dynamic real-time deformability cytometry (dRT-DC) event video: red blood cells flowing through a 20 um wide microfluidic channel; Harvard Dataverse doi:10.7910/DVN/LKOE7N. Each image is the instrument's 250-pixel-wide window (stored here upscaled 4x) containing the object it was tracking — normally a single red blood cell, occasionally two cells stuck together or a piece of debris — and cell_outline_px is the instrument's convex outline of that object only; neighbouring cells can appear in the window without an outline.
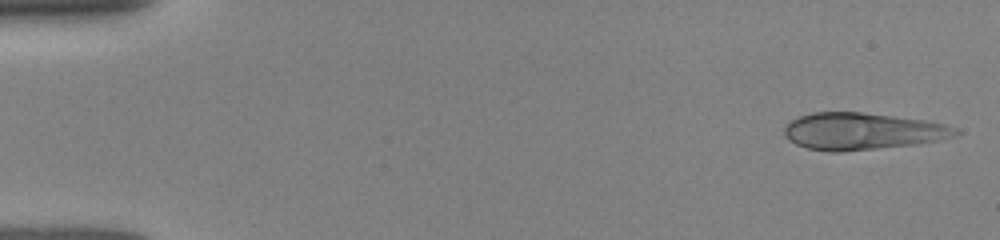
{"species": "human", "species_latin": "Homo sapiens", "temperature_condition": "room temperature", "stored_images_in_passage": 5, "camera_frame_rate_fps": 3000, "um_per_image_px": 0.085, "donor": {"sex": "female"}, "frame": {"image": 1, "passage_image": 1, "time_ms": 0.0, "image_size_px": [1000, 240], "cell_outline_px": [[960, 132], [956, 136], [916, 144], [840, 152], [828, 152], [808, 148], [796, 144], [788, 140], [784, 136], [784, 128], [792, 120], [800, 116], [812, 112], [860, 112], [924, 120], [944, 124], [956, 128]], "centroid_in_image_um": [73.26, 11.16], "position_along_channel_um": 11.7, "area_um2": 36.65}}
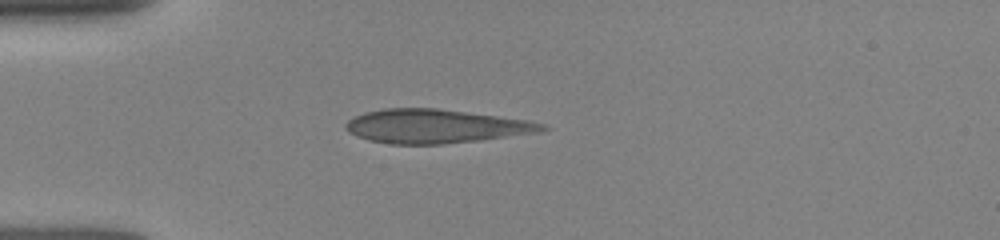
{"frame": {"image": 2, "passage_image": 4, "time_ms": 3.667, "image_size_px": [1000, 240], "cell_outline_px": [[548, 128], [540, 132], [480, 140], [444, 144], [388, 144], [368, 140], [356, 136], [348, 132], [344, 128], [344, 124], [352, 116], [364, 112], [384, 108], [436, 108], [528, 120], [544, 124]], "centroid_in_image_um": [36.95, 10.73], "position_along_channel_um": 48.0, "area_um2": 38.84}}